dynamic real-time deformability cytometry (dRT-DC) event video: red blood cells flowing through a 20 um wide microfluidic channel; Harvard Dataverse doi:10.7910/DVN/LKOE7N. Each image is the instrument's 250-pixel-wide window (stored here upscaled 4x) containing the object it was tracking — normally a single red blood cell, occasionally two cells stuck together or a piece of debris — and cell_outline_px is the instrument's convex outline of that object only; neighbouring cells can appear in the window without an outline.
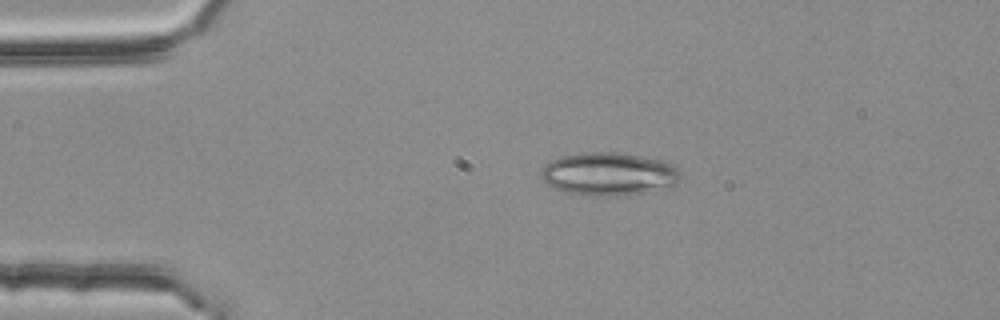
{"species": "common noctule bat (a hibernating species)", "species_latin": "Nyctalus noctula", "temperature_condition": "room temperature", "stored_images_in_passage": 3, "camera_frame_rate_fps": 3000, "um_per_image_px": 0.085, "animal": {"sex": "female", "body_mass_g": 25.1}, "frame": {"image": 1, "passage_image": 2, "time_ms": 0.333, "image_size_px": [1000, 320], "cell_outline_px": [[680, 180], [676, 184], [644, 192], [612, 196], [580, 196], [564, 192], [548, 184], [540, 176], [540, 168], [544, 164], [560, 156], [584, 152], [616, 152], [664, 160], [676, 164], [680, 172]], "centroid_in_image_um": [51.72, 14.78], "position_along_channel_um": 33.3, "area_um2": 35.32}}